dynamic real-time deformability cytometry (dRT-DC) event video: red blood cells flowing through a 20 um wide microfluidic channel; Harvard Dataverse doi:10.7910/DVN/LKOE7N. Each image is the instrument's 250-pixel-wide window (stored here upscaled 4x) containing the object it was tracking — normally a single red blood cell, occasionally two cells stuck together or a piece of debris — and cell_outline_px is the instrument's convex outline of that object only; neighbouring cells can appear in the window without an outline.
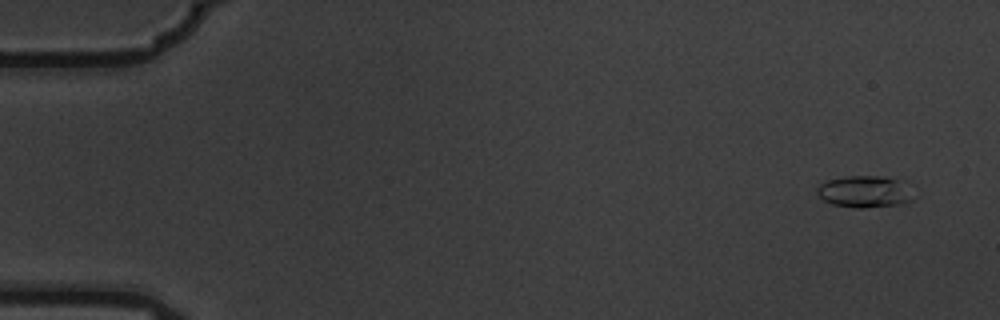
{"species": "common noctule bat (a hibernating species)", "species_latin": "Nyctalus noctula", "temperature_condition": "warm", "stored_images_in_passage": 5, "camera_frame_rate_fps": 3000, "um_per_image_px": 0.085, "animal": {"sex": "male", "body_mass_g": 19.5, "forearm_length_mm": 54.6}, "frame": {"image": 1, "passage_image": 1, "time_ms": 0.0, "image_size_px": [1000, 320], "cell_outline_px": [[912, 200], [904, 204], [864, 208], [856, 208], [832, 204], [824, 200], [816, 192], [816, 188], [820, 184], [828, 180], [848, 176], [880, 176], [896, 180]], "centroid_in_image_um": [73.35, 16.31], "position_along_channel_um": 11.6, "area_um2": 17.11}}
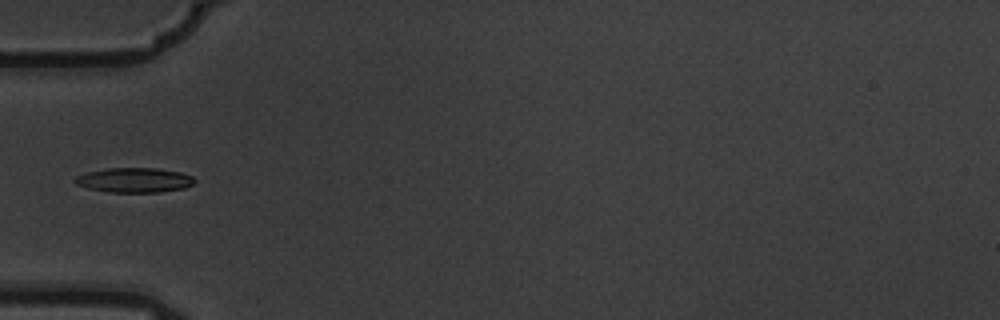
{"frame": {"image": 2, "passage_image": 5, "time_ms": 1.333, "image_size_px": [1000, 320], "cell_outline_px": [[196, 180], [192, 184], [184, 188], [160, 192], [108, 192], [88, 188], [76, 184], [72, 180], [76, 176], [88, 172], [108, 168], [156, 168], [180, 172], [192, 176]], "centroid_in_image_um": [11.41, 15.31], "position_along_channel_um": 73.6, "area_um2": 17.17}}